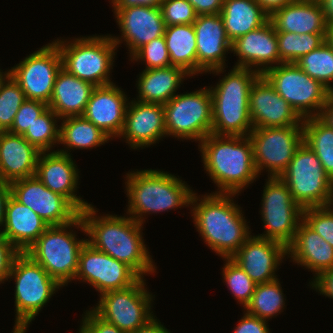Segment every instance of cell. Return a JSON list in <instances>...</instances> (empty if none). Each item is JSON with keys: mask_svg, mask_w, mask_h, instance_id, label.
I'll return each instance as SVG.
<instances>
[{"mask_svg": "<svg viewBox=\"0 0 333 333\" xmlns=\"http://www.w3.org/2000/svg\"><path fill=\"white\" fill-rule=\"evenodd\" d=\"M66 149L41 152L35 176L50 190L64 196L79 212L90 205L76 196L79 171Z\"/></svg>", "mask_w": 333, "mask_h": 333, "instance_id": "cell-21", "label": "cell"}, {"mask_svg": "<svg viewBox=\"0 0 333 333\" xmlns=\"http://www.w3.org/2000/svg\"><path fill=\"white\" fill-rule=\"evenodd\" d=\"M127 214L140 224L146 214L190 206L193 190L175 175L168 172L147 169L127 173Z\"/></svg>", "mask_w": 333, "mask_h": 333, "instance_id": "cell-4", "label": "cell"}, {"mask_svg": "<svg viewBox=\"0 0 333 333\" xmlns=\"http://www.w3.org/2000/svg\"><path fill=\"white\" fill-rule=\"evenodd\" d=\"M166 136L195 140L199 143L212 130V95L204 87L190 93L177 94L166 104Z\"/></svg>", "mask_w": 333, "mask_h": 333, "instance_id": "cell-10", "label": "cell"}, {"mask_svg": "<svg viewBox=\"0 0 333 333\" xmlns=\"http://www.w3.org/2000/svg\"><path fill=\"white\" fill-rule=\"evenodd\" d=\"M249 138L258 174L265 168L269 177H280L304 141L303 126L254 128Z\"/></svg>", "mask_w": 333, "mask_h": 333, "instance_id": "cell-14", "label": "cell"}, {"mask_svg": "<svg viewBox=\"0 0 333 333\" xmlns=\"http://www.w3.org/2000/svg\"><path fill=\"white\" fill-rule=\"evenodd\" d=\"M304 142L320 160L326 174L333 181V128L319 116L303 119Z\"/></svg>", "mask_w": 333, "mask_h": 333, "instance_id": "cell-35", "label": "cell"}, {"mask_svg": "<svg viewBox=\"0 0 333 333\" xmlns=\"http://www.w3.org/2000/svg\"><path fill=\"white\" fill-rule=\"evenodd\" d=\"M61 120L59 144H64V148L68 150L73 148L92 149L111 140L108 135L83 116H70Z\"/></svg>", "mask_w": 333, "mask_h": 333, "instance_id": "cell-34", "label": "cell"}, {"mask_svg": "<svg viewBox=\"0 0 333 333\" xmlns=\"http://www.w3.org/2000/svg\"><path fill=\"white\" fill-rule=\"evenodd\" d=\"M13 333H26V331H22V330H13Z\"/></svg>", "mask_w": 333, "mask_h": 333, "instance_id": "cell-59", "label": "cell"}, {"mask_svg": "<svg viewBox=\"0 0 333 333\" xmlns=\"http://www.w3.org/2000/svg\"><path fill=\"white\" fill-rule=\"evenodd\" d=\"M231 52L239 58L235 67L250 68L261 75L279 65L278 39L272 22L268 20L261 27L237 38L232 42Z\"/></svg>", "mask_w": 333, "mask_h": 333, "instance_id": "cell-22", "label": "cell"}, {"mask_svg": "<svg viewBox=\"0 0 333 333\" xmlns=\"http://www.w3.org/2000/svg\"><path fill=\"white\" fill-rule=\"evenodd\" d=\"M198 15L220 14L224 0H187Z\"/></svg>", "mask_w": 333, "mask_h": 333, "instance_id": "cell-50", "label": "cell"}, {"mask_svg": "<svg viewBox=\"0 0 333 333\" xmlns=\"http://www.w3.org/2000/svg\"><path fill=\"white\" fill-rule=\"evenodd\" d=\"M223 259L225 260V264L222 267L224 282L232 292L231 294L234 295V298L245 308L254 293L256 283L231 258Z\"/></svg>", "mask_w": 333, "mask_h": 333, "instance_id": "cell-41", "label": "cell"}, {"mask_svg": "<svg viewBox=\"0 0 333 333\" xmlns=\"http://www.w3.org/2000/svg\"><path fill=\"white\" fill-rule=\"evenodd\" d=\"M79 333H125L115 325L99 317L93 310H86Z\"/></svg>", "mask_w": 333, "mask_h": 333, "instance_id": "cell-46", "label": "cell"}, {"mask_svg": "<svg viewBox=\"0 0 333 333\" xmlns=\"http://www.w3.org/2000/svg\"><path fill=\"white\" fill-rule=\"evenodd\" d=\"M120 136L126 139L133 149L149 147L166 137L163 104L131 100L127 105Z\"/></svg>", "mask_w": 333, "mask_h": 333, "instance_id": "cell-24", "label": "cell"}, {"mask_svg": "<svg viewBox=\"0 0 333 333\" xmlns=\"http://www.w3.org/2000/svg\"><path fill=\"white\" fill-rule=\"evenodd\" d=\"M319 117L333 128V91H329L326 104L323 106Z\"/></svg>", "mask_w": 333, "mask_h": 333, "instance_id": "cell-55", "label": "cell"}, {"mask_svg": "<svg viewBox=\"0 0 333 333\" xmlns=\"http://www.w3.org/2000/svg\"><path fill=\"white\" fill-rule=\"evenodd\" d=\"M263 10L270 16L274 11L288 5L294 0H256Z\"/></svg>", "mask_w": 333, "mask_h": 333, "instance_id": "cell-54", "label": "cell"}, {"mask_svg": "<svg viewBox=\"0 0 333 333\" xmlns=\"http://www.w3.org/2000/svg\"><path fill=\"white\" fill-rule=\"evenodd\" d=\"M62 57L52 42L34 51L10 69V76L19 84L27 100L49 104Z\"/></svg>", "mask_w": 333, "mask_h": 333, "instance_id": "cell-15", "label": "cell"}, {"mask_svg": "<svg viewBox=\"0 0 333 333\" xmlns=\"http://www.w3.org/2000/svg\"><path fill=\"white\" fill-rule=\"evenodd\" d=\"M60 118L48 108L34 121L22 135L30 144L40 152H49L55 143L59 144L60 127L57 120Z\"/></svg>", "mask_w": 333, "mask_h": 333, "instance_id": "cell-39", "label": "cell"}, {"mask_svg": "<svg viewBox=\"0 0 333 333\" xmlns=\"http://www.w3.org/2000/svg\"><path fill=\"white\" fill-rule=\"evenodd\" d=\"M163 0H111L113 7L150 6L160 7Z\"/></svg>", "mask_w": 333, "mask_h": 333, "instance_id": "cell-51", "label": "cell"}, {"mask_svg": "<svg viewBox=\"0 0 333 333\" xmlns=\"http://www.w3.org/2000/svg\"><path fill=\"white\" fill-rule=\"evenodd\" d=\"M10 195L9 183L0 181V227H2L4 223L6 203Z\"/></svg>", "mask_w": 333, "mask_h": 333, "instance_id": "cell-53", "label": "cell"}, {"mask_svg": "<svg viewBox=\"0 0 333 333\" xmlns=\"http://www.w3.org/2000/svg\"><path fill=\"white\" fill-rule=\"evenodd\" d=\"M15 280L14 330L26 331L44 305L62 286L25 252L13 260L7 280Z\"/></svg>", "mask_w": 333, "mask_h": 333, "instance_id": "cell-7", "label": "cell"}, {"mask_svg": "<svg viewBox=\"0 0 333 333\" xmlns=\"http://www.w3.org/2000/svg\"><path fill=\"white\" fill-rule=\"evenodd\" d=\"M145 286L144 278H141L127 288L103 293L92 310L125 333H132L156 317L151 308L155 295L152 296Z\"/></svg>", "mask_w": 333, "mask_h": 333, "instance_id": "cell-12", "label": "cell"}, {"mask_svg": "<svg viewBox=\"0 0 333 333\" xmlns=\"http://www.w3.org/2000/svg\"><path fill=\"white\" fill-rule=\"evenodd\" d=\"M95 86L61 68L53 86L49 108L60 118L82 116Z\"/></svg>", "mask_w": 333, "mask_h": 333, "instance_id": "cell-30", "label": "cell"}, {"mask_svg": "<svg viewBox=\"0 0 333 333\" xmlns=\"http://www.w3.org/2000/svg\"><path fill=\"white\" fill-rule=\"evenodd\" d=\"M295 64L308 76L333 91V49L324 42L320 47L302 56Z\"/></svg>", "mask_w": 333, "mask_h": 333, "instance_id": "cell-38", "label": "cell"}, {"mask_svg": "<svg viewBox=\"0 0 333 333\" xmlns=\"http://www.w3.org/2000/svg\"><path fill=\"white\" fill-rule=\"evenodd\" d=\"M267 321L244 313L233 333H270Z\"/></svg>", "mask_w": 333, "mask_h": 333, "instance_id": "cell-48", "label": "cell"}, {"mask_svg": "<svg viewBox=\"0 0 333 333\" xmlns=\"http://www.w3.org/2000/svg\"><path fill=\"white\" fill-rule=\"evenodd\" d=\"M49 225L12 195L7 200L1 234L19 251L26 250Z\"/></svg>", "mask_w": 333, "mask_h": 333, "instance_id": "cell-28", "label": "cell"}, {"mask_svg": "<svg viewBox=\"0 0 333 333\" xmlns=\"http://www.w3.org/2000/svg\"><path fill=\"white\" fill-rule=\"evenodd\" d=\"M330 206L333 208V187H332V198H331Z\"/></svg>", "mask_w": 333, "mask_h": 333, "instance_id": "cell-60", "label": "cell"}, {"mask_svg": "<svg viewBox=\"0 0 333 333\" xmlns=\"http://www.w3.org/2000/svg\"><path fill=\"white\" fill-rule=\"evenodd\" d=\"M60 50L62 57V68L81 80L87 81L96 86L109 85L115 43L110 34L101 36L78 37L74 40L53 41Z\"/></svg>", "mask_w": 333, "mask_h": 333, "instance_id": "cell-8", "label": "cell"}, {"mask_svg": "<svg viewBox=\"0 0 333 333\" xmlns=\"http://www.w3.org/2000/svg\"><path fill=\"white\" fill-rule=\"evenodd\" d=\"M95 210L90 204L79 213L89 238L86 241L95 249L131 267L141 278L150 273L152 275L156 269L142 239L143 224L128 216H97Z\"/></svg>", "mask_w": 333, "mask_h": 333, "instance_id": "cell-1", "label": "cell"}, {"mask_svg": "<svg viewBox=\"0 0 333 333\" xmlns=\"http://www.w3.org/2000/svg\"><path fill=\"white\" fill-rule=\"evenodd\" d=\"M160 7L166 27L193 24L198 17L194 7L187 0H163Z\"/></svg>", "mask_w": 333, "mask_h": 333, "instance_id": "cell-44", "label": "cell"}, {"mask_svg": "<svg viewBox=\"0 0 333 333\" xmlns=\"http://www.w3.org/2000/svg\"><path fill=\"white\" fill-rule=\"evenodd\" d=\"M19 84L9 76L0 86V132H8L21 105L26 101Z\"/></svg>", "mask_w": 333, "mask_h": 333, "instance_id": "cell-40", "label": "cell"}, {"mask_svg": "<svg viewBox=\"0 0 333 333\" xmlns=\"http://www.w3.org/2000/svg\"><path fill=\"white\" fill-rule=\"evenodd\" d=\"M235 196L211 193L200 198L193 192L190 201L194 226L207 246L221 258H231L251 236L241 207L233 201Z\"/></svg>", "mask_w": 333, "mask_h": 333, "instance_id": "cell-2", "label": "cell"}, {"mask_svg": "<svg viewBox=\"0 0 333 333\" xmlns=\"http://www.w3.org/2000/svg\"><path fill=\"white\" fill-rule=\"evenodd\" d=\"M113 8L116 21L122 33L121 37L112 35L110 37L117 48L122 41L126 42L130 51V58L145 44L164 36L166 26L161 7L139 5Z\"/></svg>", "mask_w": 333, "mask_h": 333, "instance_id": "cell-18", "label": "cell"}, {"mask_svg": "<svg viewBox=\"0 0 333 333\" xmlns=\"http://www.w3.org/2000/svg\"><path fill=\"white\" fill-rule=\"evenodd\" d=\"M249 112L253 129L303 126V119L264 75H260L251 87Z\"/></svg>", "mask_w": 333, "mask_h": 333, "instance_id": "cell-19", "label": "cell"}, {"mask_svg": "<svg viewBox=\"0 0 333 333\" xmlns=\"http://www.w3.org/2000/svg\"><path fill=\"white\" fill-rule=\"evenodd\" d=\"M260 75L253 69L233 66L215 87H209L212 95V134L249 136L253 130L249 95Z\"/></svg>", "mask_w": 333, "mask_h": 333, "instance_id": "cell-5", "label": "cell"}, {"mask_svg": "<svg viewBox=\"0 0 333 333\" xmlns=\"http://www.w3.org/2000/svg\"><path fill=\"white\" fill-rule=\"evenodd\" d=\"M325 42L333 49V24H327Z\"/></svg>", "mask_w": 333, "mask_h": 333, "instance_id": "cell-57", "label": "cell"}, {"mask_svg": "<svg viewBox=\"0 0 333 333\" xmlns=\"http://www.w3.org/2000/svg\"><path fill=\"white\" fill-rule=\"evenodd\" d=\"M196 33L197 74L225 72V54L232 43L227 37L220 14L198 15L193 23ZM220 72V73H219Z\"/></svg>", "mask_w": 333, "mask_h": 333, "instance_id": "cell-20", "label": "cell"}, {"mask_svg": "<svg viewBox=\"0 0 333 333\" xmlns=\"http://www.w3.org/2000/svg\"><path fill=\"white\" fill-rule=\"evenodd\" d=\"M263 75L302 119L320 116L329 90L295 63H280Z\"/></svg>", "mask_w": 333, "mask_h": 333, "instance_id": "cell-11", "label": "cell"}, {"mask_svg": "<svg viewBox=\"0 0 333 333\" xmlns=\"http://www.w3.org/2000/svg\"><path fill=\"white\" fill-rule=\"evenodd\" d=\"M128 97L115 83L96 86L82 116L111 139L122 133Z\"/></svg>", "mask_w": 333, "mask_h": 333, "instance_id": "cell-25", "label": "cell"}, {"mask_svg": "<svg viewBox=\"0 0 333 333\" xmlns=\"http://www.w3.org/2000/svg\"><path fill=\"white\" fill-rule=\"evenodd\" d=\"M48 108V104L42 101L26 100L19 108L14 117L12 127L8 132L16 135H23L29 126Z\"/></svg>", "mask_w": 333, "mask_h": 333, "instance_id": "cell-45", "label": "cell"}, {"mask_svg": "<svg viewBox=\"0 0 333 333\" xmlns=\"http://www.w3.org/2000/svg\"><path fill=\"white\" fill-rule=\"evenodd\" d=\"M286 251L287 257L290 255L294 264L304 266L313 274L315 272V277L333 267V247L303 220Z\"/></svg>", "mask_w": 333, "mask_h": 333, "instance_id": "cell-27", "label": "cell"}, {"mask_svg": "<svg viewBox=\"0 0 333 333\" xmlns=\"http://www.w3.org/2000/svg\"><path fill=\"white\" fill-rule=\"evenodd\" d=\"M185 77L190 75L182 68L169 66L158 69H144L136 81L137 101L166 104L176 94Z\"/></svg>", "mask_w": 333, "mask_h": 333, "instance_id": "cell-31", "label": "cell"}, {"mask_svg": "<svg viewBox=\"0 0 333 333\" xmlns=\"http://www.w3.org/2000/svg\"><path fill=\"white\" fill-rule=\"evenodd\" d=\"M40 151L22 135L0 132V181L35 176Z\"/></svg>", "mask_w": 333, "mask_h": 333, "instance_id": "cell-26", "label": "cell"}, {"mask_svg": "<svg viewBox=\"0 0 333 333\" xmlns=\"http://www.w3.org/2000/svg\"><path fill=\"white\" fill-rule=\"evenodd\" d=\"M269 20L276 32L326 33L324 12L317 0H294L274 11Z\"/></svg>", "mask_w": 333, "mask_h": 333, "instance_id": "cell-29", "label": "cell"}, {"mask_svg": "<svg viewBox=\"0 0 333 333\" xmlns=\"http://www.w3.org/2000/svg\"><path fill=\"white\" fill-rule=\"evenodd\" d=\"M303 221L333 247V208L330 205L303 209Z\"/></svg>", "mask_w": 333, "mask_h": 333, "instance_id": "cell-43", "label": "cell"}, {"mask_svg": "<svg viewBox=\"0 0 333 333\" xmlns=\"http://www.w3.org/2000/svg\"><path fill=\"white\" fill-rule=\"evenodd\" d=\"M285 256L286 247L280 242L251 235L231 259L261 284L277 279L275 272Z\"/></svg>", "mask_w": 333, "mask_h": 333, "instance_id": "cell-23", "label": "cell"}, {"mask_svg": "<svg viewBox=\"0 0 333 333\" xmlns=\"http://www.w3.org/2000/svg\"><path fill=\"white\" fill-rule=\"evenodd\" d=\"M9 186L11 195L49 226L72 222L80 213L64 196L47 188L36 176L12 181Z\"/></svg>", "mask_w": 333, "mask_h": 333, "instance_id": "cell-17", "label": "cell"}, {"mask_svg": "<svg viewBox=\"0 0 333 333\" xmlns=\"http://www.w3.org/2000/svg\"><path fill=\"white\" fill-rule=\"evenodd\" d=\"M280 179L302 208L329 206L333 181L313 150L303 141Z\"/></svg>", "mask_w": 333, "mask_h": 333, "instance_id": "cell-9", "label": "cell"}, {"mask_svg": "<svg viewBox=\"0 0 333 333\" xmlns=\"http://www.w3.org/2000/svg\"><path fill=\"white\" fill-rule=\"evenodd\" d=\"M18 253L19 251L0 232V284L7 280Z\"/></svg>", "mask_w": 333, "mask_h": 333, "instance_id": "cell-47", "label": "cell"}, {"mask_svg": "<svg viewBox=\"0 0 333 333\" xmlns=\"http://www.w3.org/2000/svg\"><path fill=\"white\" fill-rule=\"evenodd\" d=\"M0 69V86L7 80V78L10 76V70L8 69L5 73L1 72Z\"/></svg>", "mask_w": 333, "mask_h": 333, "instance_id": "cell-58", "label": "cell"}, {"mask_svg": "<svg viewBox=\"0 0 333 333\" xmlns=\"http://www.w3.org/2000/svg\"><path fill=\"white\" fill-rule=\"evenodd\" d=\"M276 33L280 63H295L325 42V33Z\"/></svg>", "mask_w": 333, "mask_h": 333, "instance_id": "cell-37", "label": "cell"}, {"mask_svg": "<svg viewBox=\"0 0 333 333\" xmlns=\"http://www.w3.org/2000/svg\"><path fill=\"white\" fill-rule=\"evenodd\" d=\"M261 217L265 231L256 235L280 242L287 247L293 240L303 209L293 200L280 177H268L262 194Z\"/></svg>", "mask_w": 333, "mask_h": 333, "instance_id": "cell-13", "label": "cell"}, {"mask_svg": "<svg viewBox=\"0 0 333 333\" xmlns=\"http://www.w3.org/2000/svg\"><path fill=\"white\" fill-rule=\"evenodd\" d=\"M132 61H144L145 69H158L171 66L164 36L153 39L142 46L132 57Z\"/></svg>", "mask_w": 333, "mask_h": 333, "instance_id": "cell-42", "label": "cell"}, {"mask_svg": "<svg viewBox=\"0 0 333 333\" xmlns=\"http://www.w3.org/2000/svg\"><path fill=\"white\" fill-rule=\"evenodd\" d=\"M164 38L171 66L182 68L190 76L196 75V33L193 24H179L165 27Z\"/></svg>", "mask_w": 333, "mask_h": 333, "instance_id": "cell-33", "label": "cell"}, {"mask_svg": "<svg viewBox=\"0 0 333 333\" xmlns=\"http://www.w3.org/2000/svg\"><path fill=\"white\" fill-rule=\"evenodd\" d=\"M310 285L320 294L333 299V267L319 273Z\"/></svg>", "mask_w": 333, "mask_h": 333, "instance_id": "cell-49", "label": "cell"}, {"mask_svg": "<svg viewBox=\"0 0 333 333\" xmlns=\"http://www.w3.org/2000/svg\"><path fill=\"white\" fill-rule=\"evenodd\" d=\"M220 15L231 43L269 20V15L256 0H224Z\"/></svg>", "mask_w": 333, "mask_h": 333, "instance_id": "cell-32", "label": "cell"}, {"mask_svg": "<svg viewBox=\"0 0 333 333\" xmlns=\"http://www.w3.org/2000/svg\"><path fill=\"white\" fill-rule=\"evenodd\" d=\"M74 226L86 234L84 223L79 214L67 224L48 226L25 252L61 286L74 280L80 251L87 242L86 239L76 238V233L70 230V227L72 229Z\"/></svg>", "mask_w": 333, "mask_h": 333, "instance_id": "cell-6", "label": "cell"}, {"mask_svg": "<svg viewBox=\"0 0 333 333\" xmlns=\"http://www.w3.org/2000/svg\"><path fill=\"white\" fill-rule=\"evenodd\" d=\"M278 279L256 284L254 293L245 306L246 311L244 312L264 320H269L272 316H277L280 312H283L286 299H284V293Z\"/></svg>", "mask_w": 333, "mask_h": 333, "instance_id": "cell-36", "label": "cell"}, {"mask_svg": "<svg viewBox=\"0 0 333 333\" xmlns=\"http://www.w3.org/2000/svg\"><path fill=\"white\" fill-rule=\"evenodd\" d=\"M132 333H171L165 326L161 324L155 317L147 324L137 328Z\"/></svg>", "mask_w": 333, "mask_h": 333, "instance_id": "cell-52", "label": "cell"}, {"mask_svg": "<svg viewBox=\"0 0 333 333\" xmlns=\"http://www.w3.org/2000/svg\"><path fill=\"white\" fill-rule=\"evenodd\" d=\"M203 166L218 186L213 193L237 194L259 176L249 136L209 134L200 143Z\"/></svg>", "mask_w": 333, "mask_h": 333, "instance_id": "cell-3", "label": "cell"}, {"mask_svg": "<svg viewBox=\"0 0 333 333\" xmlns=\"http://www.w3.org/2000/svg\"><path fill=\"white\" fill-rule=\"evenodd\" d=\"M327 24H333V0H317Z\"/></svg>", "mask_w": 333, "mask_h": 333, "instance_id": "cell-56", "label": "cell"}, {"mask_svg": "<svg viewBox=\"0 0 333 333\" xmlns=\"http://www.w3.org/2000/svg\"><path fill=\"white\" fill-rule=\"evenodd\" d=\"M89 283L98 293L120 290L137 283L141 277L128 265L86 242L79 255L74 280Z\"/></svg>", "mask_w": 333, "mask_h": 333, "instance_id": "cell-16", "label": "cell"}]
</instances>
